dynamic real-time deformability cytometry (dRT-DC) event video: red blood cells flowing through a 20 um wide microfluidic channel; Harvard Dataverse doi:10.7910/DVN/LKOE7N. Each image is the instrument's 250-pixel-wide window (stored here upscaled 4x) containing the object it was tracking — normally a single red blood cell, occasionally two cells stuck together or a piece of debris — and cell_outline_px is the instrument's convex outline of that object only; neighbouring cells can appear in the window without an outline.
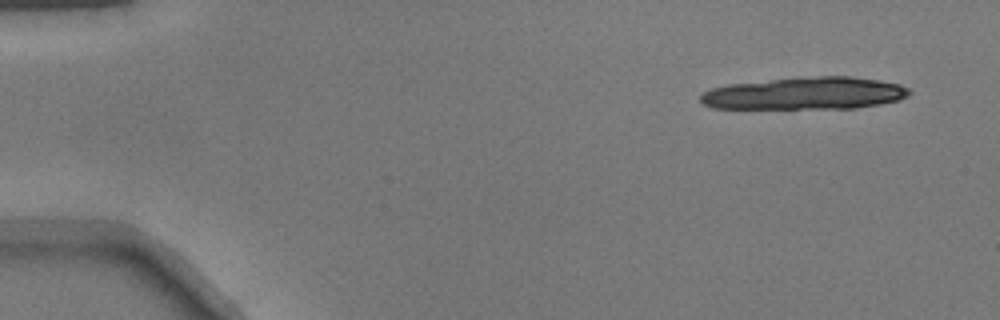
{"species": "common noctule bat (a hibernating species)", "species_latin": "Nyctalus noctula", "temperature_condition": "warm", "stored_images_in_passage": 9, "camera_frame_rate_fps": 3000, "um_per_image_px": 0.085, "animal": {"sex": "male", "body_mass_g": 17.9}, "frame": {"image": 1, "passage_image": 1, "time_ms": 0.0, "image_size_px": [1000, 320], "cell_outline_px": [[912, 92], [908, 96], [900, 100], [880, 104], [856, 108], [712, 108], [704, 104], [700, 100], [700, 96], [704, 92], [712, 88], [728, 84], [772, 80], [820, 76], [852, 76], [880, 80], [900, 84], [908, 88]], "centroid_in_image_um": [68.49, 7.94], "position_along_channel_um": 16.5, "area_um2": 39.19}}